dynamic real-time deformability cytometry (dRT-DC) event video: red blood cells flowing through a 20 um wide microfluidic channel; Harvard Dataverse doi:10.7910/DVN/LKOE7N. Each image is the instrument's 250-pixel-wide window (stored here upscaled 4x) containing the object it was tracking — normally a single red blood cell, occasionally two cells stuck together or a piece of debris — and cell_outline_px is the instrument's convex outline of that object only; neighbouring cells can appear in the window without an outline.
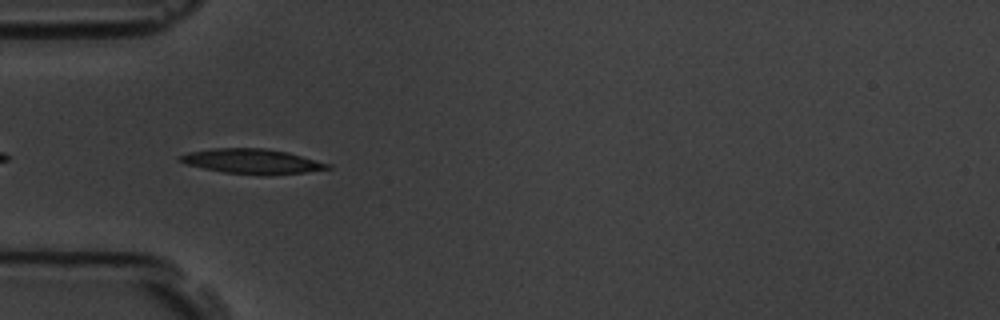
{"species": "common noctule bat (a hibernating species)", "species_latin": "Nyctalus noctula", "temperature_condition": "room temperature", "stored_images_in_passage": 8, "camera_frame_rate_fps": 3000, "um_per_image_px": 0.085, "animal": {"sex": "male", "body_mass_g": 19.5, "forearm_length_mm": 54.6}, "frame": {"image": 1, "passage_image": 5, "time_ms": 4.667, "image_size_px": [1000, 320], "cell_outline_px": [[332, 168], [304, 172], [268, 176], [224, 172], [204, 168], [188, 164], [176, 160], [176, 156], [188, 152], [212, 148], [264, 148], [288, 152], [332, 164]], "centroid_in_image_um": [21.43, 13.71], "position_along_channel_um": 63.6, "area_um2": 21.56}}
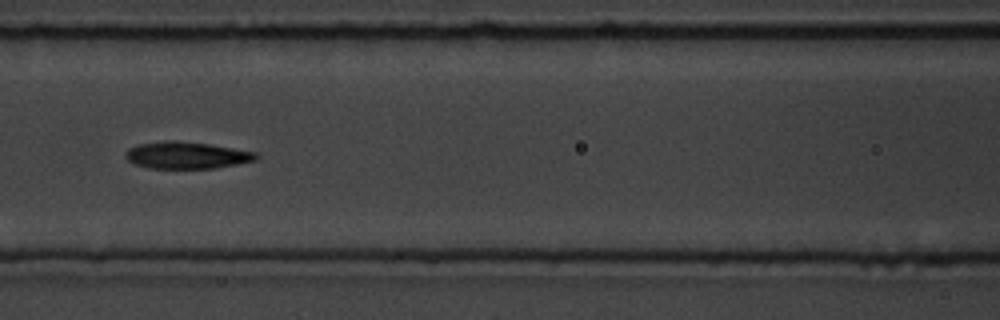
{"frame": {"image": 2, "passage_image": 7, "time_ms": 7.0, "image_size_px": [1000, 320], "cell_outline_px": [[260, 156], [256, 160], [216, 168], [148, 168], [136, 164], [128, 160], [124, 156], [128, 148], [140, 144], [168, 140], [176, 140], [208, 144], [256, 152]], "centroid_in_image_um": [15.86, 13.19], "position_along_channel_um": 150.7, "area_um2": 20.35}}
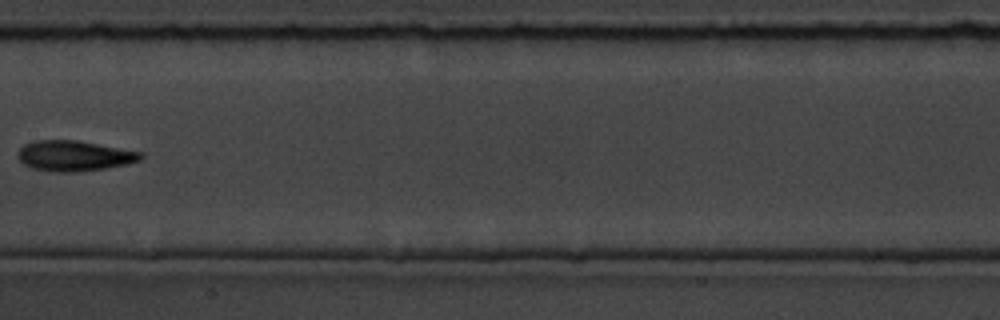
{"frame": {"image": 3, "passage_image": 8, "time_ms": 8.333, "image_size_px": [1000, 320], "cell_outline_px": [[144, 156], [140, 160], [128, 164], [104, 168], [76, 172], [52, 172], [32, 168], [24, 164], [16, 156], [16, 152], [24, 144], [36, 140], [76, 140], [144, 152]], "centroid_in_image_um": [6.3, 13.24], "position_along_channel_um": 201.1, "area_um2": 21.96}}